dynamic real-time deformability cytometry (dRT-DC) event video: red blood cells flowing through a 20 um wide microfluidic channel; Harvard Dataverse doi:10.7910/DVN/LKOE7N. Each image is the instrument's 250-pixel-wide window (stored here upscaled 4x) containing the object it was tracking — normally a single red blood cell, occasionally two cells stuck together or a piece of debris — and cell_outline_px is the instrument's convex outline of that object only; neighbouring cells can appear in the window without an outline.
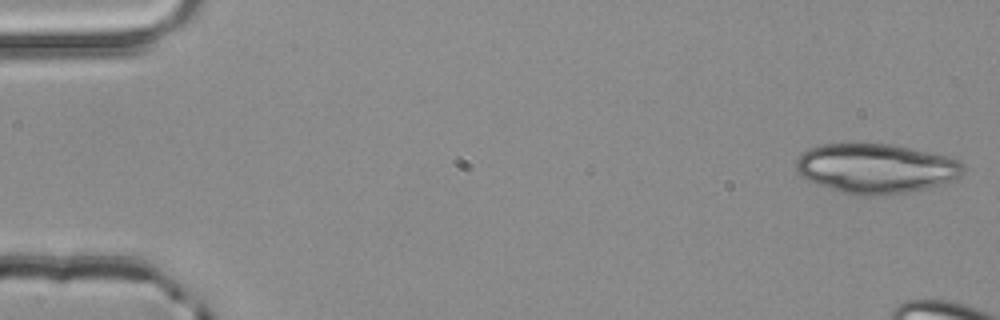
{"species": "common noctule bat (a hibernating species)", "species_latin": "Nyctalus noctula", "temperature_condition": "room temperature", "stored_images_in_passage": 5, "camera_frame_rate_fps": 3000, "um_per_image_px": 0.085, "animal": {"sex": "male", "body_mass_g": 20.4}, "frame": {"image": 1, "passage_image": 1, "time_ms": 0.0, "image_size_px": [1000, 320], "cell_outline_px": [[964, 172], [956, 180], [944, 184], [908, 192], [884, 196], [868, 196], [844, 192], [816, 184], [800, 176], [796, 168], [796, 160], [808, 148], [820, 144], [888, 144], [948, 156], [960, 160], [964, 164]], "centroid_in_image_um": [74.49, 14.33], "position_along_channel_um": 10.5, "area_um2": 48.44}}